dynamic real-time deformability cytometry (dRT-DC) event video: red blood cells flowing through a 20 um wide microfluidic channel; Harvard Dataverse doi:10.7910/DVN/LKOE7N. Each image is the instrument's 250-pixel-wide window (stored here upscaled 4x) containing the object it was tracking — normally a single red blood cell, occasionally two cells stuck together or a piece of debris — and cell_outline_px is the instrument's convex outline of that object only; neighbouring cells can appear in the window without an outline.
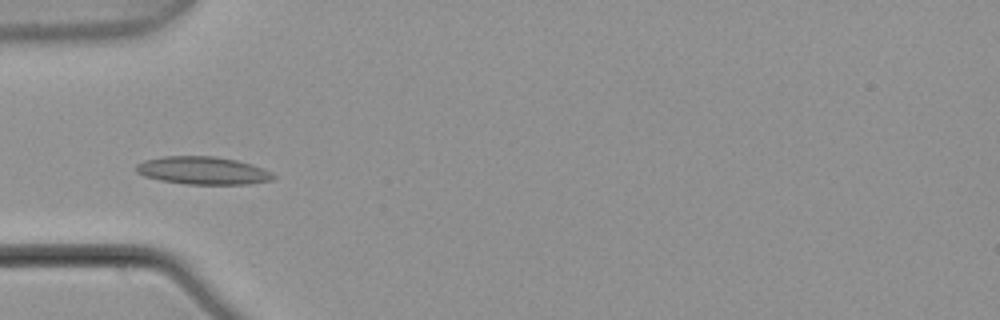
{"species": "common noctule bat (a hibernating species)", "species_latin": "Nyctalus noctula", "temperature_condition": "warm", "stored_images_in_passage": 7, "camera_frame_rate_fps": 3000, "um_per_image_px": 0.085, "animal": {"sex": "male", "body_mass_g": 21.5, "forearm_length_mm": 52.0}, "frame": {"image": 1, "passage_image": 5, "time_ms": 1.333, "image_size_px": [1000, 320], "cell_outline_px": [[276, 176], [272, 180], [248, 184], [184, 184], [160, 180], [144, 176], [136, 172], [136, 164], [144, 160], [164, 156], [216, 156], [236, 160], [252, 164], [272, 172]], "centroid_in_image_um": [17.24, 14.49], "position_along_channel_um": 67.8, "area_um2": 22.31}}
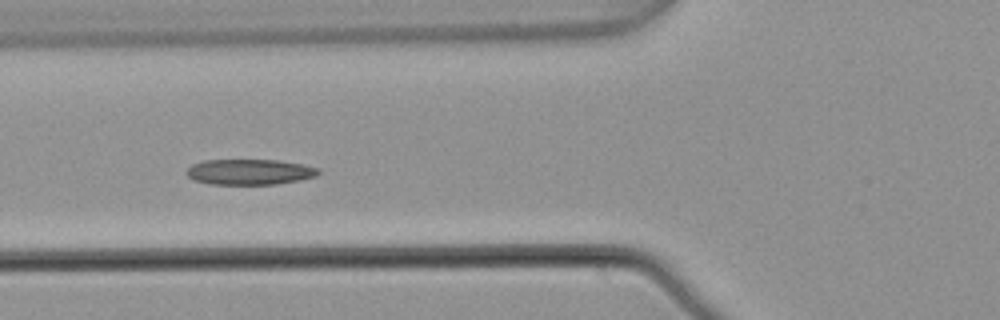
{"frame": {"image": 2, "passage_image": 6, "time_ms": 1.667, "image_size_px": [1000, 320], "cell_outline_px": [[320, 172], [316, 176], [300, 180], [276, 184], [212, 184], [192, 180], [184, 172], [192, 164], [204, 160], [276, 160], [300, 164], [320, 168]], "centroid_in_image_um": [21.19, 14.61], "position_along_channel_um": 104.6, "area_um2": 19.65}}
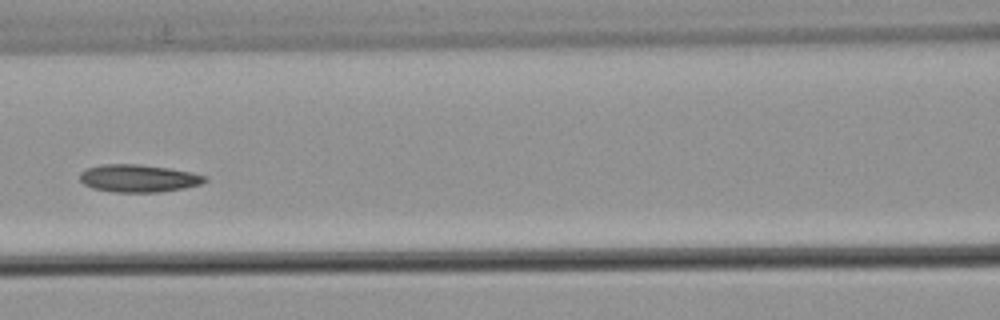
{"frame": {"image": 3, "passage_image": 7, "time_ms": 2.0, "image_size_px": [1000, 320], "cell_outline_px": [[208, 180], [200, 184], [184, 188], [160, 192], [112, 192], [92, 188], [84, 184], [80, 180], [80, 172], [84, 168], [104, 164], [140, 164], [168, 168], [192, 172], [208, 176]], "centroid_in_image_um": [11.77, 15.15], "position_along_channel_um": 154.8, "area_um2": 20.29}}